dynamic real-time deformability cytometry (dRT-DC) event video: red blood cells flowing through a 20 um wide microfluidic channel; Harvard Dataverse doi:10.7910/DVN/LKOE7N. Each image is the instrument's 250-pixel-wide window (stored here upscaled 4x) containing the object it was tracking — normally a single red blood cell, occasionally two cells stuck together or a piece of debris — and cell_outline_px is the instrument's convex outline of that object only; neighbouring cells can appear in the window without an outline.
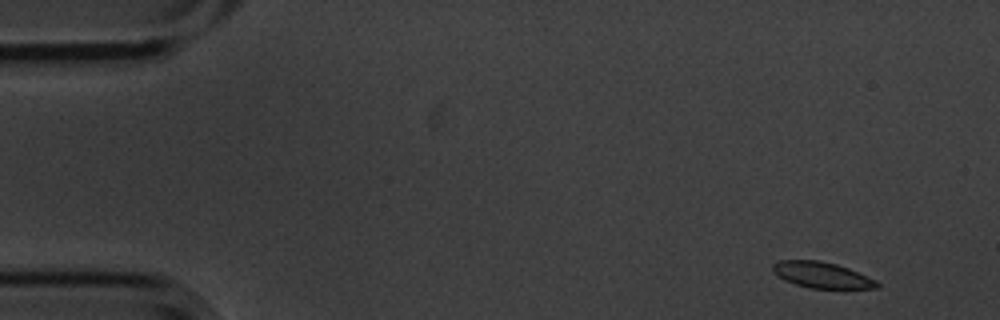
{"species": "common noctule bat (a hibernating species)", "species_latin": "Nyctalus noctula", "temperature_condition": "cold", "stored_images_in_passage": 5, "camera_frame_rate_fps": 3000, "um_per_image_px": 0.085, "animal": {"sex": "male", "body_mass_g": 20.1, "forearm_length_mm": 53.5}, "frame": {"image": 1, "passage_image": 1, "time_ms": 0.0, "image_size_px": [1000, 320], "cell_outline_px": [[880, 288], [808, 288], [784, 280], [776, 276], [772, 272], [772, 264], [780, 260], [820, 260], [836, 264], [848, 268], [876, 280], [880, 284]], "centroid_in_image_um": [69.82, 23.37], "position_along_channel_um": 15.2, "area_um2": 15.84}}
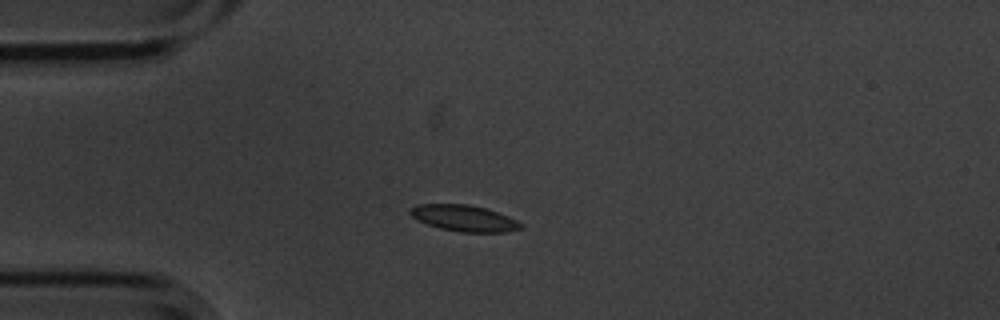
{"frame": {"image": 2, "passage_image": 4, "time_ms": 1.0, "image_size_px": [1000, 320], "cell_outline_px": [[524, 228], [508, 232], [460, 232], [440, 228], [416, 220], [408, 212], [408, 208], [416, 204], [468, 204], [484, 208], [508, 216], [524, 224]], "centroid_in_image_um": [39.43, 18.55], "position_along_channel_um": 45.6, "area_um2": 17.05}}
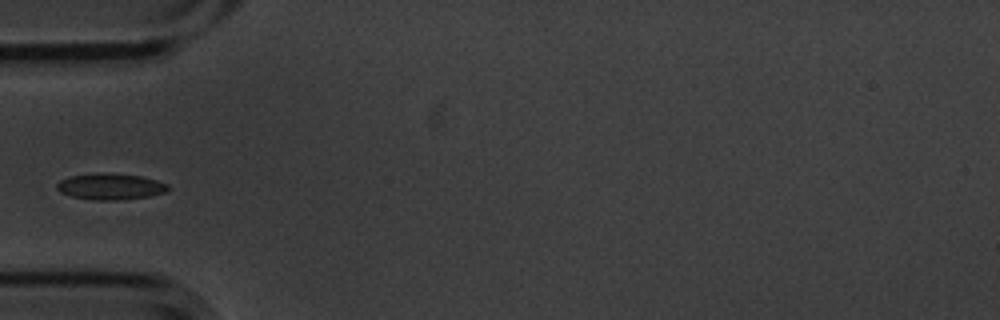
{"frame": {"image": 3, "passage_image": 5, "time_ms": 1.333, "image_size_px": [1000, 320], "cell_outline_px": [[168, 192], [148, 196], [116, 200], [96, 200], [72, 196], [60, 192], [56, 188], [56, 184], [60, 180], [72, 176], [96, 172], [108, 172], [140, 176], [156, 180], [168, 184]], "centroid_in_image_um": [9.38, 15.84], "position_along_channel_um": 75.6, "area_um2": 16.99}}